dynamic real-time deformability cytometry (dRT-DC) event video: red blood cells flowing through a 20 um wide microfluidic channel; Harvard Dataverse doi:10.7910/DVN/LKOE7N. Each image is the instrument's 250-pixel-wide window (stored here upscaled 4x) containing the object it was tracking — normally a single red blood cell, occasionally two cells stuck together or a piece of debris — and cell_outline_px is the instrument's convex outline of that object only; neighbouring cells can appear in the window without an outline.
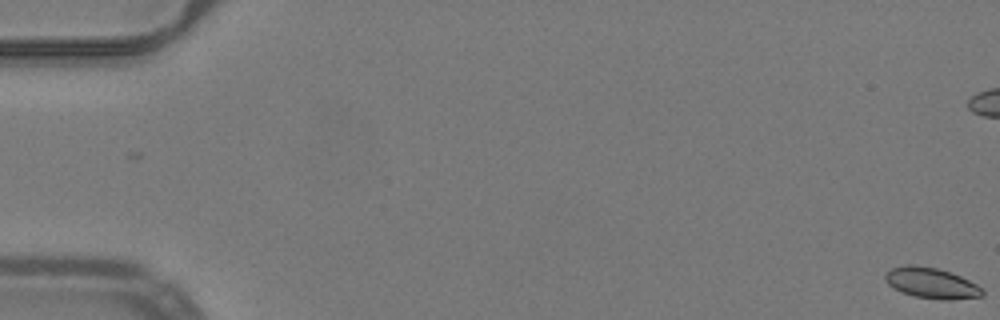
{"species": "common noctule bat (a hibernating species)", "species_latin": "Nyctalus noctula", "temperature_condition": "warm", "stored_images_in_passage": 54, "camera_frame_rate_fps": 3000, "um_per_image_px": 0.085, "animal": {"sex": "male", "body_mass_g": 19.2, "forearm_length_mm": 51.8}, "frame": {"image": 1, "passage_image": 1, "time_ms": 0.0, "image_size_px": [1000, 320], "cell_outline_px": [[984, 292], [980, 296], [952, 300], [940, 300], [916, 296], [904, 292], [888, 284], [884, 280], [884, 276], [892, 268], [908, 264], [912, 264], [936, 268], [960, 276], [984, 288]], "centroid_in_image_um": [79.19, 24.06], "position_along_channel_um": 5.8, "area_um2": 17.11}}
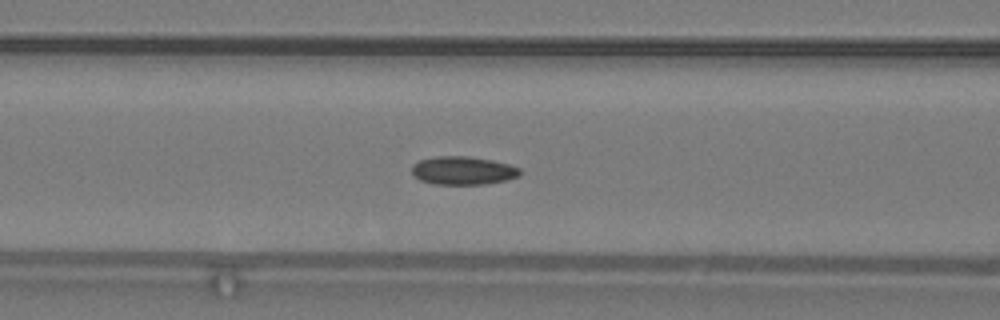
{"frame": {"image": 2, "passage_image": 23, "time_ms": 7.333, "image_size_px": [1000, 320], "cell_outline_px": [[520, 176], [508, 180], [484, 184], [432, 184], [420, 180], [412, 176], [412, 164], [420, 160], [436, 156], [472, 156], [492, 160], [508, 164], [520, 168]], "centroid_in_image_um": [39.34, 14.5], "position_along_channel_um": 127.3, "area_um2": 18.03}}
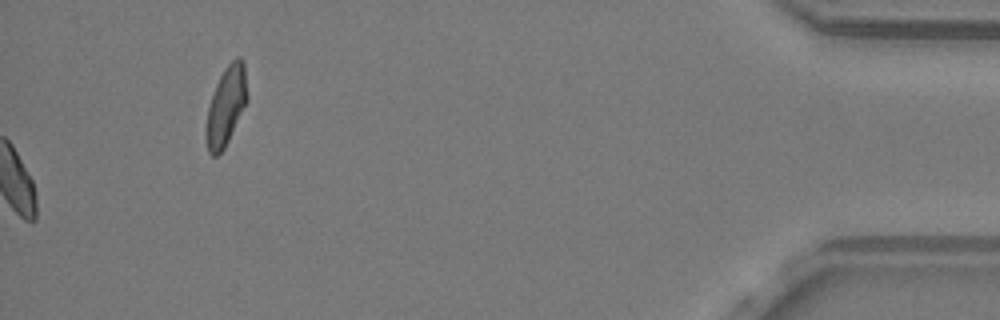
{"frame": {"image": 3, "passage_image": 54, "time_ms": 17.667, "image_size_px": [1000, 320], "cell_outline_px": [[248, 100], [224, 148], [216, 156], [212, 156], [208, 152], [204, 136], [204, 128], [208, 108], [216, 84], [224, 68], [236, 56], [240, 56], [244, 60], [248, 96]], "centroid_in_image_um": [19.2, 8.99], "position_along_channel_um": 416.0, "area_um2": 19.13}, "authors_computed_cell_mechanics": {"area_um2": 17.4267, "velocity_mm_per_s": 3.9809, "shape_relaxation_time_tau1_ms": 11.0086, "shape_relaxation_time_tau2_ms": 2.0621, "deformation_change_tau1": 0.1607, "deformation_change_tau2": 0.0481}}